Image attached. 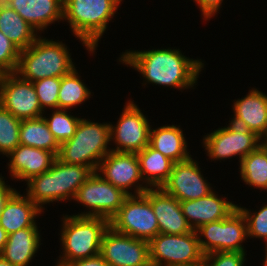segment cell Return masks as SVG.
<instances>
[{"instance_id": "40", "label": "cell", "mask_w": 267, "mask_h": 266, "mask_svg": "<svg viewBox=\"0 0 267 266\" xmlns=\"http://www.w3.org/2000/svg\"><path fill=\"white\" fill-rule=\"evenodd\" d=\"M10 7V0H0V12Z\"/></svg>"}, {"instance_id": "2", "label": "cell", "mask_w": 267, "mask_h": 266, "mask_svg": "<svg viewBox=\"0 0 267 266\" xmlns=\"http://www.w3.org/2000/svg\"><path fill=\"white\" fill-rule=\"evenodd\" d=\"M93 172L88 166L68 164L56 158L49 170L27 181V197L41 209L42 204L65 201L68 197L74 199Z\"/></svg>"}, {"instance_id": "29", "label": "cell", "mask_w": 267, "mask_h": 266, "mask_svg": "<svg viewBox=\"0 0 267 266\" xmlns=\"http://www.w3.org/2000/svg\"><path fill=\"white\" fill-rule=\"evenodd\" d=\"M74 68L67 75L61 77L58 93V109H68L89 98L91 92L80 80Z\"/></svg>"}, {"instance_id": "32", "label": "cell", "mask_w": 267, "mask_h": 266, "mask_svg": "<svg viewBox=\"0 0 267 266\" xmlns=\"http://www.w3.org/2000/svg\"><path fill=\"white\" fill-rule=\"evenodd\" d=\"M40 102L41 109L46 107L58 109V93L61 77H47L32 82Z\"/></svg>"}, {"instance_id": "10", "label": "cell", "mask_w": 267, "mask_h": 266, "mask_svg": "<svg viewBox=\"0 0 267 266\" xmlns=\"http://www.w3.org/2000/svg\"><path fill=\"white\" fill-rule=\"evenodd\" d=\"M127 196L121 189L106 181L97 171L93 172L74 196V200L93 210L77 216L103 217L110 221Z\"/></svg>"}, {"instance_id": "42", "label": "cell", "mask_w": 267, "mask_h": 266, "mask_svg": "<svg viewBox=\"0 0 267 266\" xmlns=\"http://www.w3.org/2000/svg\"><path fill=\"white\" fill-rule=\"evenodd\" d=\"M265 251H266V258H265V261H264V266H267V243H266V249H265Z\"/></svg>"}, {"instance_id": "26", "label": "cell", "mask_w": 267, "mask_h": 266, "mask_svg": "<svg viewBox=\"0 0 267 266\" xmlns=\"http://www.w3.org/2000/svg\"><path fill=\"white\" fill-rule=\"evenodd\" d=\"M19 138L20 145L47 150L58 155L60 145L49 130L43 116L21 120Z\"/></svg>"}, {"instance_id": "6", "label": "cell", "mask_w": 267, "mask_h": 266, "mask_svg": "<svg viewBox=\"0 0 267 266\" xmlns=\"http://www.w3.org/2000/svg\"><path fill=\"white\" fill-rule=\"evenodd\" d=\"M61 241L63 258L57 266L78 259L90 258L100 254L103 234L109 228V220L93 216H66L63 220Z\"/></svg>"}, {"instance_id": "23", "label": "cell", "mask_w": 267, "mask_h": 266, "mask_svg": "<svg viewBox=\"0 0 267 266\" xmlns=\"http://www.w3.org/2000/svg\"><path fill=\"white\" fill-rule=\"evenodd\" d=\"M38 227H27L8 235L1 256L16 266H27L39 248Z\"/></svg>"}, {"instance_id": "38", "label": "cell", "mask_w": 267, "mask_h": 266, "mask_svg": "<svg viewBox=\"0 0 267 266\" xmlns=\"http://www.w3.org/2000/svg\"><path fill=\"white\" fill-rule=\"evenodd\" d=\"M2 179L3 178L0 177V216L7 201L16 192L15 189L5 185V182Z\"/></svg>"}, {"instance_id": "21", "label": "cell", "mask_w": 267, "mask_h": 266, "mask_svg": "<svg viewBox=\"0 0 267 266\" xmlns=\"http://www.w3.org/2000/svg\"><path fill=\"white\" fill-rule=\"evenodd\" d=\"M10 8L36 31L63 19V0H10Z\"/></svg>"}, {"instance_id": "43", "label": "cell", "mask_w": 267, "mask_h": 266, "mask_svg": "<svg viewBox=\"0 0 267 266\" xmlns=\"http://www.w3.org/2000/svg\"><path fill=\"white\" fill-rule=\"evenodd\" d=\"M142 266H156L153 262L149 261L148 263H146L145 265Z\"/></svg>"}, {"instance_id": "34", "label": "cell", "mask_w": 267, "mask_h": 266, "mask_svg": "<svg viewBox=\"0 0 267 266\" xmlns=\"http://www.w3.org/2000/svg\"><path fill=\"white\" fill-rule=\"evenodd\" d=\"M238 208L246 218L247 236L251 238H264L267 243V205L252 215L247 209L239 206Z\"/></svg>"}, {"instance_id": "12", "label": "cell", "mask_w": 267, "mask_h": 266, "mask_svg": "<svg viewBox=\"0 0 267 266\" xmlns=\"http://www.w3.org/2000/svg\"><path fill=\"white\" fill-rule=\"evenodd\" d=\"M150 125L141 110L130 101L126 104L117 126L110 125V139L118 145L114 152L138 153L149 145Z\"/></svg>"}, {"instance_id": "24", "label": "cell", "mask_w": 267, "mask_h": 266, "mask_svg": "<svg viewBox=\"0 0 267 266\" xmlns=\"http://www.w3.org/2000/svg\"><path fill=\"white\" fill-rule=\"evenodd\" d=\"M149 145L174 163L188 160L187 144L182 130L177 126L150 129Z\"/></svg>"}, {"instance_id": "44", "label": "cell", "mask_w": 267, "mask_h": 266, "mask_svg": "<svg viewBox=\"0 0 267 266\" xmlns=\"http://www.w3.org/2000/svg\"><path fill=\"white\" fill-rule=\"evenodd\" d=\"M265 142V143H264ZM262 141V144L267 148V139H265V141Z\"/></svg>"}, {"instance_id": "13", "label": "cell", "mask_w": 267, "mask_h": 266, "mask_svg": "<svg viewBox=\"0 0 267 266\" xmlns=\"http://www.w3.org/2000/svg\"><path fill=\"white\" fill-rule=\"evenodd\" d=\"M208 156L212 159H225L239 155L241 160L254 151L262 140L253 131L230 123L228 127L219 128L203 139Z\"/></svg>"}, {"instance_id": "9", "label": "cell", "mask_w": 267, "mask_h": 266, "mask_svg": "<svg viewBox=\"0 0 267 266\" xmlns=\"http://www.w3.org/2000/svg\"><path fill=\"white\" fill-rule=\"evenodd\" d=\"M200 248L204 255L215 252H245L241 243L247 236V222L237 208L228 217L201 225L197 230ZM207 239V240H206Z\"/></svg>"}, {"instance_id": "37", "label": "cell", "mask_w": 267, "mask_h": 266, "mask_svg": "<svg viewBox=\"0 0 267 266\" xmlns=\"http://www.w3.org/2000/svg\"><path fill=\"white\" fill-rule=\"evenodd\" d=\"M65 266H110L104 258L98 254L96 256L84 259L74 260L67 263Z\"/></svg>"}, {"instance_id": "8", "label": "cell", "mask_w": 267, "mask_h": 266, "mask_svg": "<svg viewBox=\"0 0 267 266\" xmlns=\"http://www.w3.org/2000/svg\"><path fill=\"white\" fill-rule=\"evenodd\" d=\"M148 243L149 260L156 266H200L203 262L195 230L178 235L158 233Z\"/></svg>"}, {"instance_id": "19", "label": "cell", "mask_w": 267, "mask_h": 266, "mask_svg": "<svg viewBox=\"0 0 267 266\" xmlns=\"http://www.w3.org/2000/svg\"><path fill=\"white\" fill-rule=\"evenodd\" d=\"M234 119L231 123L253 131L261 139H267V96L257 89L234 103Z\"/></svg>"}, {"instance_id": "5", "label": "cell", "mask_w": 267, "mask_h": 266, "mask_svg": "<svg viewBox=\"0 0 267 266\" xmlns=\"http://www.w3.org/2000/svg\"><path fill=\"white\" fill-rule=\"evenodd\" d=\"M109 141L110 124H98L82 118L74 136L60 144L57 159L88 166L96 172L100 161L111 151L107 149Z\"/></svg>"}, {"instance_id": "25", "label": "cell", "mask_w": 267, "mask_h": 266, "mask_svg": "<svg viewBox=\"0 0 267 266\" xmlns=\"http://www.w3.org/2000/svg\"><path fill=\"white\" fill-rule=\"evenodd\" d=\"M140 162V174L145 182L154 188H161L171 174L174 162L159 151L147 145L137 153ZM146 175V176H145Z\"/></svg>"}, {"instance_id": "7", "label": "cell", "mask_w": 267, "mask_h": 266, "mask_svg": "<svg viewBox=\"0 0 267 266\" xmlns=\"http://www.w3.org/2000/svg\"><path fill=\"white\" fill-rule=\"evenodd\" d=\"M135 186L136 194L125 198L109 226L116 232L149 242L159 233V226L151 202L143 194L148 186Z\"/></svg>"}, {"instance_id": "28", "label": "cell", "mask_w": 267, "mask_h": 266, "mask_svg": "<svg viewBox=\"0 0 267 266\" xmlns=\"http://www.w3.org/2000/svg\"><path fill=\"white\" fill-rule=\"evenodd\" d=\"M240 173L246 184L267 190V148L263 144L241 160Z\"/></svg>"}, {"instance_id": "35", "label": "cell", "mask_w": 267, "mask_h": 266, "mask_svg": "<svg viewBox=\"0 0 267 266\" xmlns=\"http://www.w3.org/2000/svg\"><path fill=\"white\" fill-rule=\"evenodd\" d=\"M245 253L232 251L210 253L204 255L201 266H243Z\"/></svg>"}, {"instance_id": "14", "label": "cell", "mask_w": 267, "mask_h": 266, "mask_svg": "<svg viewBox=\"0 0 267 266\" xmlns=\"http://www.w3.org/2000/svg\"><path fill=\"white\" fill-rule=\"evenodd\" d=\"M100 255L110 266H142L150 261L149 243L109 226L102 237Z\"/></svg>"}, {"instance_id": "3", "label": "cell", "mask_w": 267, "mask_h": 266, "mask_svg": "<svg viewBox=\"0 0 267 266\" xmlns=\"http://www.w3.org/2000/svg\"><path fill=\"white\" fill-rule=\"evenodd\" d=\"M121 0H63V18L92 53Z\"/></svg>"}, {"instance_id": "41", "label": "cell", "mask_w": 267, "mask_h": 266, "mask_svg": "<svg viewBox=\"0 0 267 266\" xmlns=\"http://www.w3.org/2000/svg\"><path fill=\"white\" fill-rule=\"evenodd\" d=\"M0 266H16L11 264L9 261L0 256Z\"/></svg>"}, {"instance_id": "39", "label": "cell", "mask_w": 267, "mask_h": 266, "mask_svg": "<svg viewBox=\"0 0 267 266\" xmlns=\"http://www.w3.org/2000/svg\"><path fill=\"white\" fill-rule=\"evenodd\" d=\"M8 234L5 229L0 225V256L2 254L3 248L7 242Z\"/></svg>"}, {"instance_id": "4", "label": "cell", "mask_w": 267, "mask_h": 266, "mask_svg": "<svg viewBox=\"0 0 267 266\" xmlns=\"http://www.w3.org/2000/svg\"><path fill=\"white\" fill-rule=\"evenodd\" d=\"M74 68L65 44L38 37L27 49L20 51L15 73L34 82L47 77H63Z\"/></svg>"}, {"instance_id": "1", "label": "cell", "mask_w": 267, "mask_h": 266, "mask_svg": "<svg viewBox=\"0 0 267 266\" xmlns=\"http://www.w3.org/2000/svg\"><path fill=\"white\" fill-rule=\"evenodd\" d=\"M134 67L148 82L179 89L193 87L203 63L185 57L177 49L125 52L121 61Z\"/></svg>"}, {"instance_id": "15", "label": "cell", "mask_w": 267, "mask_h": 266, "mask_svg": "<svg viewBox=\"0 0 267 266\" xmlns=\"http://www.w3.org/2000/svg\"><path fill=\"white\" fill-rule=\"evenodd\" d=\"M161 188L180 202L196 200L212 192L198 164L191 157L173 164L171 174Z\"/></svg>"}, {"instance_id": "20", "label": "cell", "mask_w": 267, "mask_h": 266, "mask_svg": "<svg viewBox=\"0 0 267 266\" xmlns=\"http://www.w3.org/2000/svg\"><path fill=\"white\" fill-rule=\"evenodd\" d=\"M9 157L11 176L22 181L46 172L57 158L53 152L26 145H18Z\"/></svg>"}, {"instance_id": "30", "label": "cell", "mask_w": 267, "mask_h": 266, "mask_svg": "<svg viewBox=\"0 0 267 266\" xmlns=\"http://www.w3.org/2000/svg\"><path fill=\"white\" fill-rule=\"evenodd\" d=\"M21 120L0 105V152L9 155L20 145Z\"/></svg>"}, {"instance_id": "18", "label": "cell", "mask_w": 267, "mask_h": 266, "mask_svg": "<svg viewBox=\"0 0 267 266\" xmlns=\"http://www.w3.org/2000/svg\"><path fill=\"white\" fill-rule=\"evenodd\" d=\"M180 206L193 230L203 224L224 219L238 208L234 203L218 198L214 191L196 200L180 202Z\"/></svg>"}, {"instance_id": "22", "label": "cell", "mask_w": 267, "mask_h": 266, "mask_svg": "<svg viewBox=\"0 0 267 266\" xmlns=\"http://www.w3.org/2000/svg\"><path fill=\"white\" fill-rule=\"evenodd\" d=\"M42 210L27 196L23 197L16 191L1 213L0 225L8 235L27 227H37L34 218L41 214Z\"/></svg>"}, {"instance_id": "17", "label": "cell", "mask_w": 267, "mask_h": 266, "mask_svg": "<svg viewBox=\"0 0 267 266\" xmlns=\"http://www.w3.org/2000/svg\"><path fill=\"white\" fill-rule=\"evenodd\" d=\"M101 171L103 178L127 195H133L128 189L142 181L140 162L136 153L110 151L101 161L97 171Z\"/></svg>"}, {"instance_id": "31", "label": "cell", "mask_w": 267, "mask_h": 266, "mask_svg": "<svg viewBox=\"0 0 267 266\" xmlns=\"http://www.w3.org/2000/svg\"><path fill=\"white\" fill-rule=\"evenodd\" d=\"M66 112L64 109H56L51 118L44 117L49 130L59 145L74 136L81 119L68 115Z\"/></svg>"}, {"instance_id": "33", "label": "cell", "mask_w": 267, "mask_h": 266, "mask_svg": "<svg viewBox=\"0 0 267 266\" xmlns=\"http://www.w3.org/2000/svg\"><path fill=\"white\" fill-rule=\"evenodd\" d=\"M20 49L0 31V74L16 72Z\"/></svg>"}, {"instance_id": "16", "label": "cell", "mask_w": 267, "mask_h": 266, "mask_svg": "<svg viewBox=\"0 0 267 266\" xmlns=\"http://www.w3.org/2000/svg\"><path fill=\"white\" fill-rule=\"evenodd\" d=\"M151 202L159 233L178 235L193 231L182 213L180 201L162 188H148L143 193Z\"/></svg>"}, {"instance_id": "11", "label": "cell", "mask_w": 267, "mask_h": 266, "mask_svg": "<svg viewBox=\"0 0 267 266\" xmlns=\"http://www.w3.org/2000/svg\"><path fill=\"white\" fill-rule=\"evenodd\" d=\"M0 105L20 120L42 117L44 111L33 83L15 72L0 74Z\"/></svg>"}, {"instance_id": "27", "label": "cell", "mask_w": 267, "mask_h": 266, "mask_svg": "<svg viewBox=\"0 0 267 266\" xmlns=\"http://www.w3.org/2000/svg\"><path fill=\"white\" fill-rule=\"evenodd\" d=\"M0 31L20 50L27 49L37 39L35 29L10 7L0 12Z\"/></svg>"}, {"instance_id": "36", "label": "cell", "mask_w": 267, "mask_h": 266, "mask_svg": "<svg viewBox=\"0 0 267 266\" xmlns=\"http://www.w3.org/2000/svg\"><path fill=\"white\" fill-rule=\"evenodd\" d=\"M200 7L205 19L211 18L220 8L223 0H194Z\"/></svg>"}]
</instances>
